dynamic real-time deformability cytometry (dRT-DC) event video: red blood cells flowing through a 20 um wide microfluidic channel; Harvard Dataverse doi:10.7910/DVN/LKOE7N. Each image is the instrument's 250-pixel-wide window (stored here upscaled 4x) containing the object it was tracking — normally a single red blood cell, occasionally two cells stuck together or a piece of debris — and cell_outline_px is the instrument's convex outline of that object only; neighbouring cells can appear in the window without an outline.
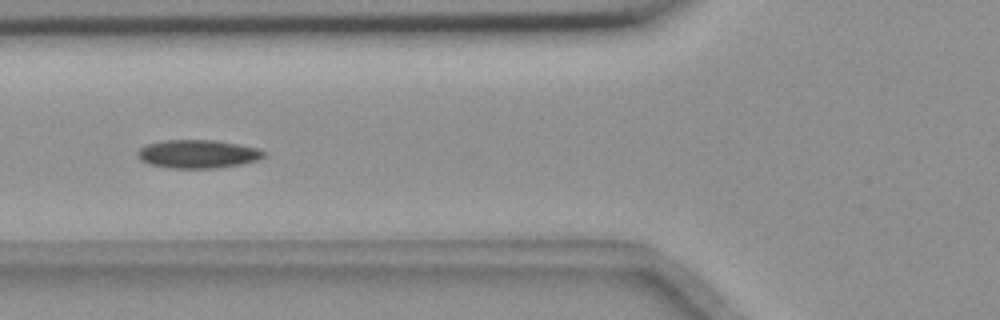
{"species": "common noctule bat (a hibernating species)", "species_latin": "Nyctalus noctula", "temperature_condition": "room temperature", "stored_images_in_passage": 47, "camera_frame_rate_fps": 3000, "um_per_image_px": 0.085, "animal": {"sex": "female", "body_mass_g": 18.4}, "frame": {"image": 1, "passage_image": 13, "time_ms": 4.0, "image_size_px": [1000, 320], "cell_outline_px": [[268, 156], [244, 164], [216, 168], [172, 168], [148, 164], [140, 160], [136, 156], [136, 152], [140, 148], [148, 144], [164, 140], [216, 140], [240, 144], [260, 148], [268, 152]], "centroid_in_image_um": [16.87, 13.09], "position_along_channel_um": 108.9, "area_um2": 21.27}}
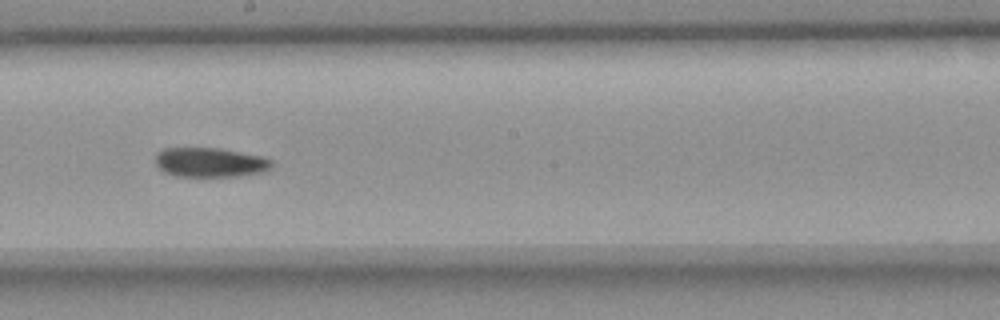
{"frame": {"image": 2, "passage_image": 23, "time_ms": 7.333, "image_size_px": [1000, 320], "cell_outline_px": [[272, 168], [264, 172], [240, 176], [176, 176], [164, 172], [156, 164], [156, 152], [164, 148], [220, 148], [264, 156], [272, 160]], "centroid_in_image_um": [17.89, 13.8], "position_along_channel_um": 230.3, "area_um2": 20.17}}
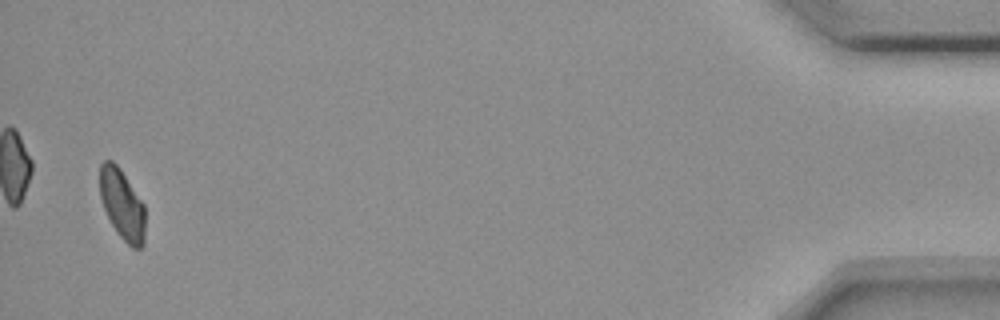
{"frame": {"image": 3, "passage_image": 46, "time_ms": 15.0, "image_size_px": [1000, 320], "cell_outline_px": [[144, 244], [140, 248], [132, 248], [116, 232], [104, 208], [100, 196], [100, 164], [104, 160], [112, 160], [120, 168], [144, 204]], "centroid_in_image_um": [10.38, 17.37], "position_along_channel_um": 424.8, "area_um2": 18.44}}